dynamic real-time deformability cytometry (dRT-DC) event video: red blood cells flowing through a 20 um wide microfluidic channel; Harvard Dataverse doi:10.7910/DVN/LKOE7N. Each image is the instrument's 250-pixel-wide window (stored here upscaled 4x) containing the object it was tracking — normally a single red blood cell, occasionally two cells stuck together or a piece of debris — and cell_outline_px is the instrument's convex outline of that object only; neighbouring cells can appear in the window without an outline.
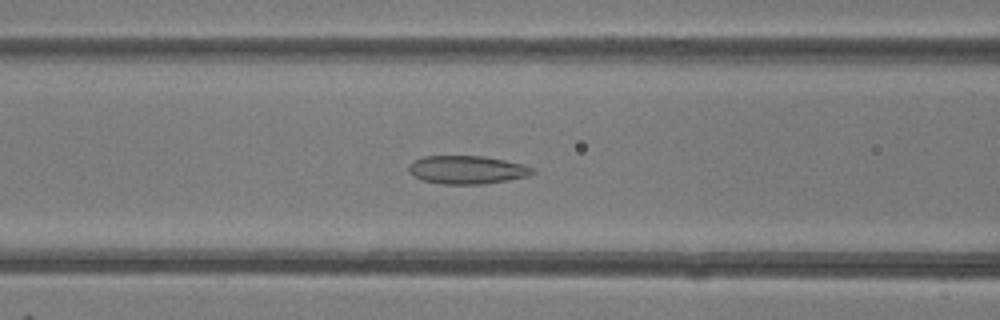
{"species": "common noctule bat (a hibernating species)", "species_latin": "Nyctalus noctula", "temperature_condition": "room temperature", "stored_images_in_passage": 48, "camera_frame_rate_fps": 3000, "um_per_image_px": 0.085, "animal": {"sex": "female"}, "frame": {"image": 1, "passage_image": 19, "time_ms": 6.0, "image_size_px": [1000, 320], "cell_outline_px": [[536, 172], [528, 176], [508, 180], [484, 184], [444, 184], [424, 180], [408, 172], [408, 164], [412, 160], [424, 156], [484, 156], [524, 164], [536, 168]], "centroid_in_image_um": [39.73, 14.42], "position_along_channel_um": 126.9, "area_um2": 20.52}}
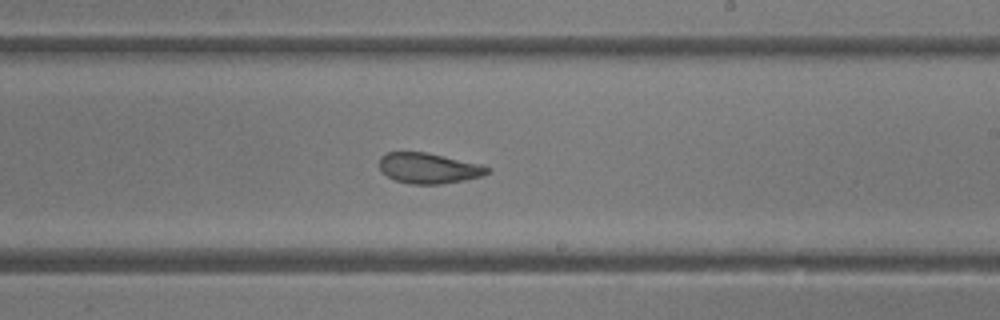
{"frame": {"image": 2, "passage_image": 28, "time_ms": 9.0, "image_size_px": [1000, 320], "cell_outline_px": [[492, 172], [480, 176], [464, 180], [440, 184], [412, 184], [396, 180], [388, 176], [380, 168], [380, 156], [388, 152], [424, 152], [480, 164], [492, 168]], "centroid_in_image_um": [36.46, 14.3], "position_along_channel_um": 252.5, "area_um2": 18.96}}
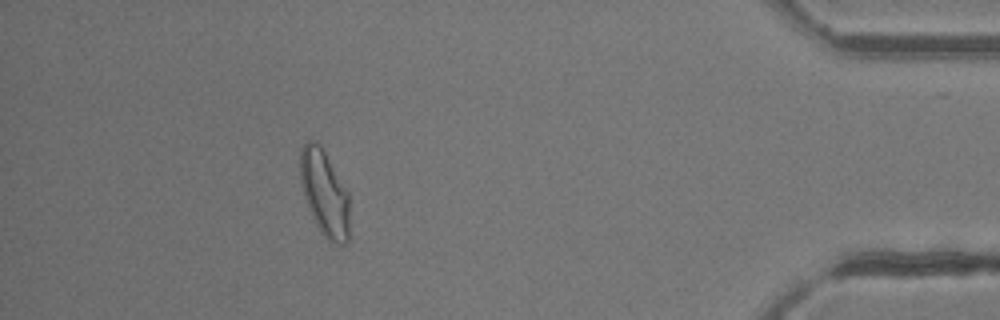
{"frame": {"image": 3, "passage_image": 43, "time_ms": 14.0, "image_size_px": [1000, 320], "cell_outline_px": [[348, 240], [344, 244], [340, 244], [328, 240], [324, 236], [316, 224], [308, 208], [300, 184], [300, 148], [304, 140], [316, 140], [320, 144], [348, 192]], "centroid_in_image_um": [27.54, 16.36], "position_along_channel_um": 407.7, "area_um2": 24.62}, "authors_computed_cell_mechanics": {"area_um2": 22.3686, "velocity_mm_per_s": 4.1927, "shape_relaxation_time_tau1_ms": 6.3097, "shape_relaxation_time_tau2_ms": 2.0846, "deformation_change_tau1": 0.1532, "deformation_change_tau2": 0.0785}}